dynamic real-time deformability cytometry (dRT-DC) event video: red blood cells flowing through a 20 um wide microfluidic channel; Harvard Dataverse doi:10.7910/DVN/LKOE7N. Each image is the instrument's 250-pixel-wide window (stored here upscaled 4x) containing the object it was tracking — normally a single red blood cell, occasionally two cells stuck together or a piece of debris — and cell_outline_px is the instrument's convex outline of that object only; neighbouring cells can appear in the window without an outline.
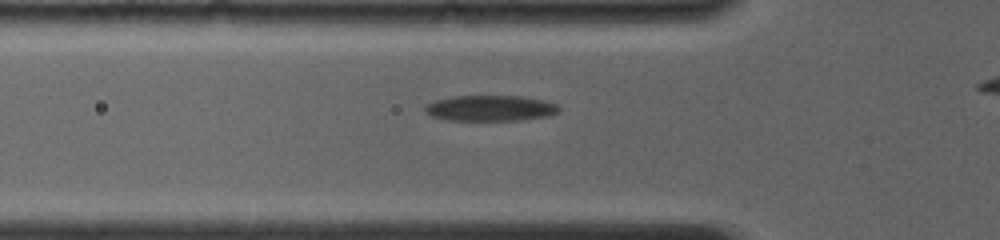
{"species": "common noctule bat (a hibernating species)", "species_latin": "Nyctalus noctula", "temperature_condition": "room temperature", "stored_images_in_passage": 46, "camera_frame_rate_fps": 4000, "um_per_image_px": 0.085, "animal": {"sex": "female", "body_mass_g": 19.0, "forearm_length_mm": 56.7}, "frame": {"image": 1, "passage_image": 7, "time_ms": 3.0, "image_size_px": [1000, 240], "cell_outline_px": [[560, 112], [548, 116], [520, 120], [448, 120], [432, 116], [424, 112], [424, 108], [428, 104], [436, 100], [452, 96], [524, 96], [556, 104], [560, 108]], "centroid_in_image_um": [41.68, 9.2], "position_along_channel_um": 84.1, "area_um2": 20.0}}
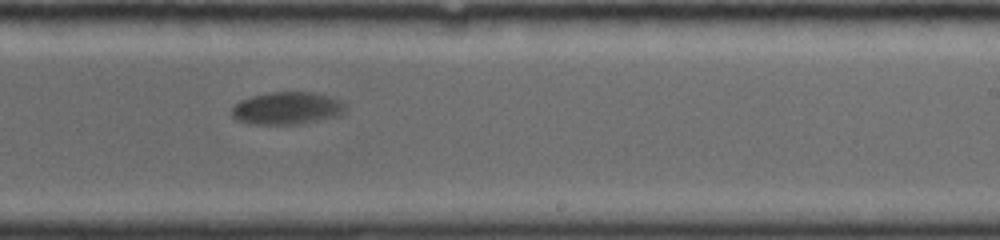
{"frame": {"image": 2, "passage_image": 21, "time_ms": 7.75, "image_size_px": [1000, 240], "cell_outline_px": [[344, 112], [340, 116], [296, 124], [252, 124], [236, 120], [232, 116], [232, 104], [240, 100], [252, 96], [268, 92], [312, 92], [328, 96], [340, 100], [344, 104]], "centroid_in_image_um": [24.36, 9.2], "position_along_channel_um": 264.6, "area_um2": 21.56}}
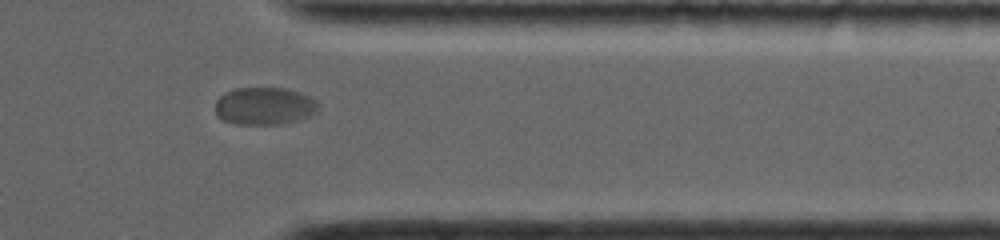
{"frame": {"image": 3, "passage_image": 37, "time_ms": 11.0, "image_size_px": [1000, 240], "cell_outline_px": [[320, 108], [316, 112], [308, 116], [288, 124], [236, 124], [224, 120], [216, 116], [216, 100], [224, 92], [236, 88], [288, 88], [308, 96], [316, 100], [320, 104]], "centroid_in_image_um": [22.49, 9.01], "position_along_channel_um": 388.9, "area_um2": 22.77}}